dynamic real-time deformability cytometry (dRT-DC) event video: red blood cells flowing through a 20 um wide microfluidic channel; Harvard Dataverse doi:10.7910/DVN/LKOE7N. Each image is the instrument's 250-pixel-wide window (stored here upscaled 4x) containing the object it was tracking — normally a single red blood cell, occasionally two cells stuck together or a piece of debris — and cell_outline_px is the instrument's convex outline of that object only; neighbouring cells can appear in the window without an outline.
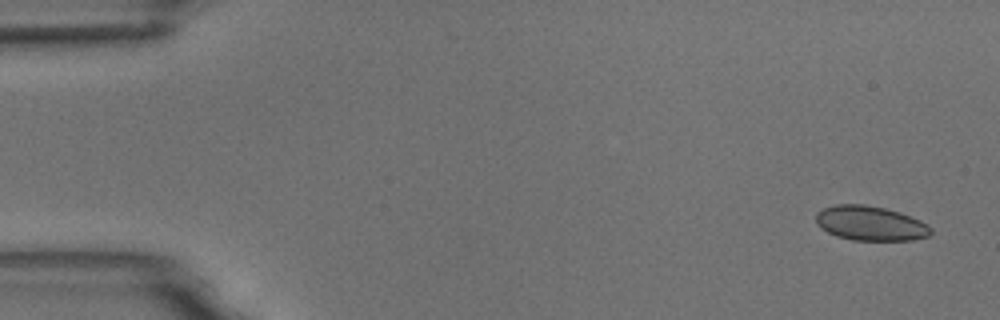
{"species": "common noctule bat (a hibernating species)", "species_latin": "Nyctalus noctula", "temperature_condition": "room temperature", "stored_images_in_passage": 5, "camera_frame_rate_fps": 3000, "um_per_image_px": 0.085, "animal": {"sex": "male", "body_mass_g": 18.8}, "frame": {"image": 1, "passage_image": 1, "time_ms": 0.0, "image_size_px": [1000, 320], "cell_outline_px": [[932, 232], [928, 236], [912, 240], [852, 240], [836, 236], [820, 228], [816, 224], [816, 212], [824, 208], [836, 204], [864, 204], [884, 208], [900, 212], [920, 220], [928, 224], [932, 228]], "centroid_in_image_um": [73.97, 18.98], "position_along_channel_um": 11.0, "area_um2": 23.29}}